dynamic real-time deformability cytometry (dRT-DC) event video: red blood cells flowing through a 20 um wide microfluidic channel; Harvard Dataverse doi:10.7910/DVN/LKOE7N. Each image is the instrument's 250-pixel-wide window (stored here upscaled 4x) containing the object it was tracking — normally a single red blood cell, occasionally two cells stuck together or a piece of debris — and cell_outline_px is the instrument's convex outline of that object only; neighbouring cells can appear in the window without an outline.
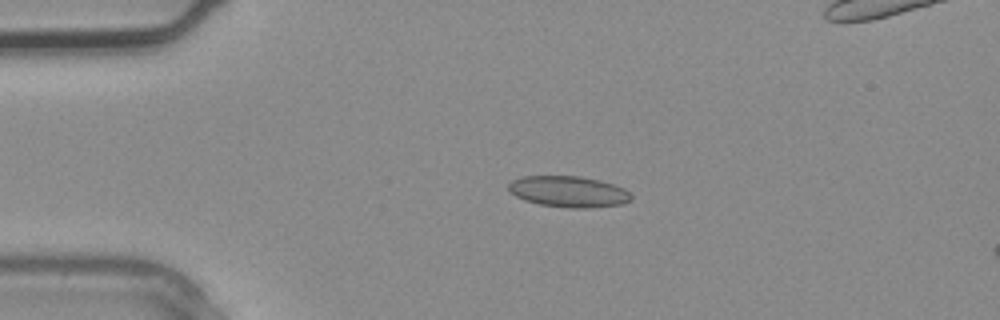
{"species": "common noctule bat (a hibernating species)", "species_latin": "Nyctalus noctula", "temperature_condition": "warm", "stored_images_in_passage": 1, "camera_frame_rate_fps": 3000, "um_per_image_px": 0.085, "animal": {"sex": "male", "body_mass_g": 20.4}, "frame": {"image": 1, "passage_image": 1, "time_ms": 0.0, "image_size_px": [1000, 320], "cell_outline_px": [[632, 200], [624, 204], [592, 208], [572, 208], [540, 204], [524, 200], [508, 192], [508, 184], [512, 180], [524, 176], [580, 176], [600, 180], [624, 188], [632, 196]], "centroid_in_image_um": [48.34, 16.29], "position_along_channel_um": 36.7, "area_um2": 22.37}}